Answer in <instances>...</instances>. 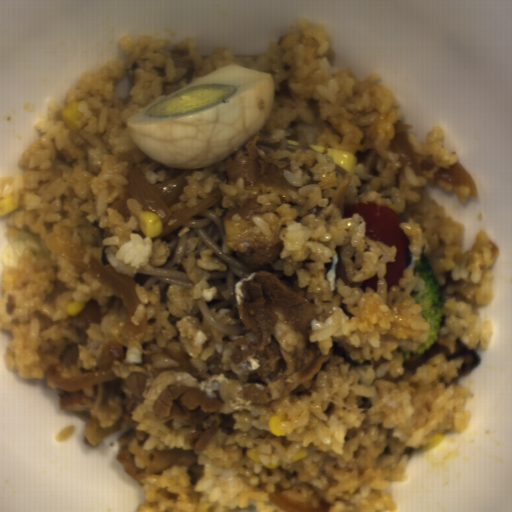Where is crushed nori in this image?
Returning a JSON list of instances; mask_svg holds the SVG:
<instances>
[{"mask_svg": "<svg viewBox=\"0 0 512 512\" xmlns=\"http://www.w3.org/2000/svg\"><path fill=\"white\" fill-rule=\"evenodd\" d=\"M454 357L464 358L463 365L457 372L458 378L473 371L480 363L478 353L474 349H469L459 338L455 343V350L446 354L447 361Z\"/></svg>", "mask_w": 512, "mask_h": 512, "instance_id": "obj_1", "label": "crushed nori"}]
</instances>
